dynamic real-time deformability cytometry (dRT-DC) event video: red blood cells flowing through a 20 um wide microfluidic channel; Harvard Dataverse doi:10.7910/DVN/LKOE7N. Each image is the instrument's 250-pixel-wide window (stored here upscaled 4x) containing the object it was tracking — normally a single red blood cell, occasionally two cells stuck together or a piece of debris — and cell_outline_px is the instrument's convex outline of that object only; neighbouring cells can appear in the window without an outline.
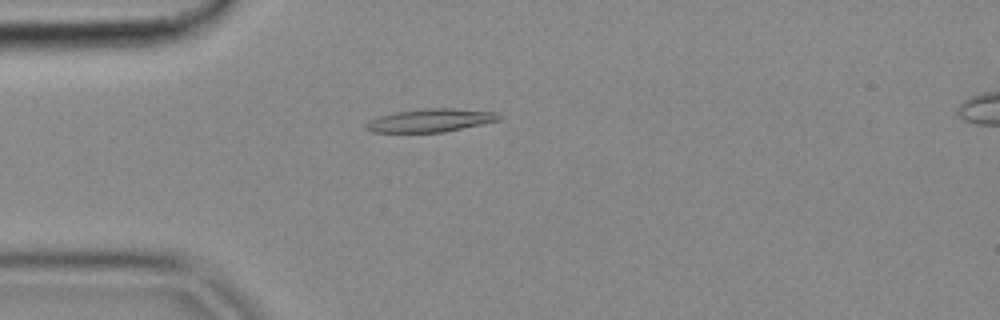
{"species": "common noctule bat (a hibernating species)", "species_latin": "Nyctalus noctula", "temperature_condition": "cold", "stored_images_in_passage": 5, "camera_frame_rate_fps": 3000, "um_per_image_px": 0.085, "animal": {"sex": "female", "body_mass_g": 18.4}, "frame": {"image": 1, "passage_image": 4, "time_ms": 1.0, "image_size_px": [1000, 320], "cell_outline_px": [[500, 120], [444, 132], [372, 132], [364, 128], [364, 124], [380, 116], [396, 112], [424, 108], [452, 108], [496, 112], [500, 116]], "centroid_in_image_um": [36.58, 10.23], "position_along_channel_um": 48.4, "area_um2": 17.74}}